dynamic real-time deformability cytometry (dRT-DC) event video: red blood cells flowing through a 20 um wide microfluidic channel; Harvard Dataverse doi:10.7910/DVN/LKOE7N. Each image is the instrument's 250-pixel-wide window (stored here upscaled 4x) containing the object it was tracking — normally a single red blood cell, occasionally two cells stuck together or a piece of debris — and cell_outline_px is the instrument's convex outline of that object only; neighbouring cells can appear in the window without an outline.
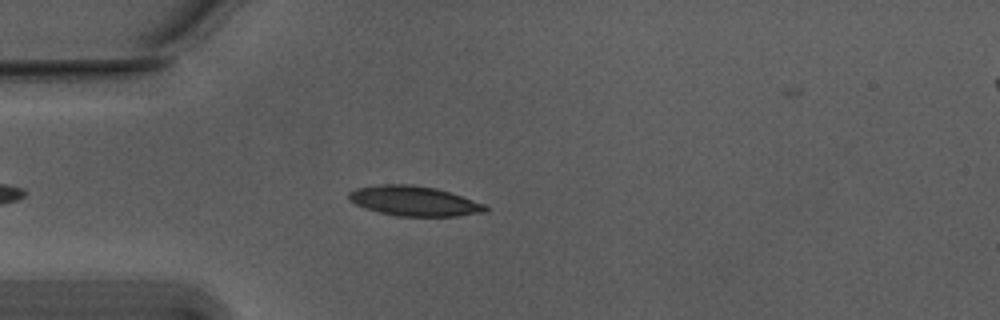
{"species": "Egyptian fruit bat (a non-hibernating species)", "species_latin": "Rousettus aegyptiacus", "temperature_condition": "warm", "stored_images_in_passage": 44, "camera_frame_rate_fps": 3000, "um_per_image_px": 0.085, "animal": {"sex": "male"}, "frame": {"image": 1, "passage_image": 8, "time_ms": 2.333, "image_size_px": [1000, 320], "cell_outline_px": [[488, 212], [456, 216], [396, 216], [364, 208], [348, 200], [348, 192], [356, 188], [380, 184], [412, 184], [436, 188], [484, 204], [488, 208]], "centroid_in_image_um": [35.16, 17.08], "position_along_channel_um": 49.8, "area_um2": 23.76}}
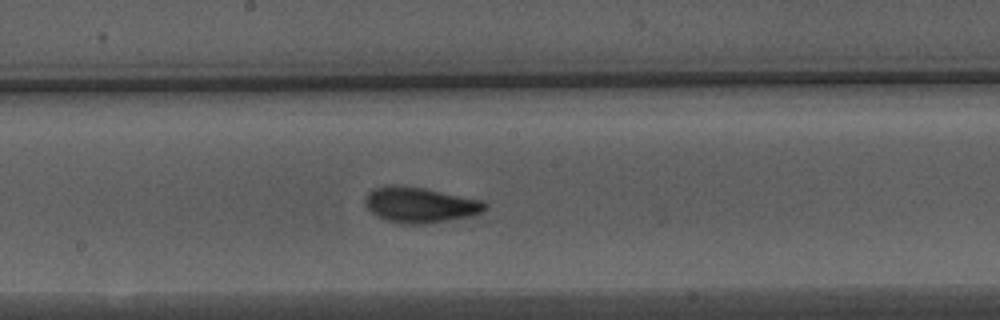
{"frame": {"image": 2, "passage_image": 22, "time_ms": 7.0, "image_size_px": [1000, 320], "cell_outline_px": [[488, 208], [472, 216], [424, 224], [404, 224], [388, 220], [372, 212], [364, 204], [364, 200], [368, 192], [372, 188], [424, 188], [484, 200], [488, 204]], "centroid_in_image_um": [35.79, 17.45], "position_along_channel_um": 212.4, "area_um2": 24.1}}
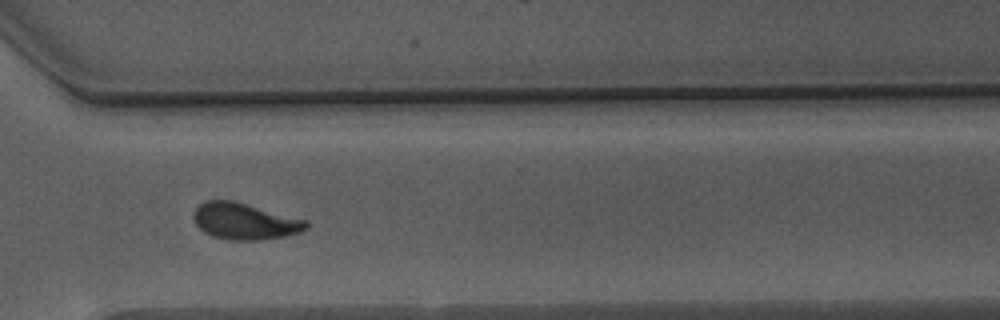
{"frame": {"image": 3, "passage_image": 33, "time_ms": 10.667, "image_size_px": [1000, 320], "cell_outline_px": [[308, 228], [300, 232], [284, 236], [260, 240], [228, 240], [212, 236], [204, 232], [196, 224], [192, 216], [196, 208], [204, 200], [232, 200], [308, 220]], "centroid_in_image_um": [20.79, 18.81], "position_along_channel_um": 349.8, "area_um2": 23.99}, "authors_computed_cell_mechanics": {"area_um2": 23.0911, "velocity_mm_per_s": 3.7454, "shape_relaxation_time_tau1_ms": 3.2339, "shape_relaxation_time_tau2_ms": 1.5837, "deformation_change_tau1": 0.1288, "deformation_change_tau2": 0.0798}}